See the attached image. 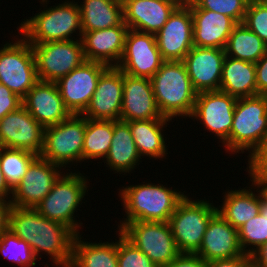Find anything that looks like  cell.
Segmentation results:
<instances>
[{
  "label": "cell",
  "mask_w": 267,
  "mask_h": 267,
  "mask_svg": "<svg viewBox=\"0 0 267 267\" xmlns=\"http://www.w3.org/2000/svg\"><path fill=\"white\" fill-rule=\"evenodd\" d=\"M8 229L30 245L37 259L44 251L52 265L70 267L76 234L66 225L45 218L35 208L12 206Z\"/></svg>",
  "instance_id": "obj_1"
},
{
  "label": "cell",
  "mask_w": 267,
  "mask_h": 267,
  "mask_svg": "<svg viewBox=\"0 0 267 267\" xmlns=\"http://www.w3.org/2000/svg\"><path fill=\"white\" fill-rule=\"evenodd\" d=\"M120 189L119 196L123 201L126 218L120 221L119 230L132 221L168 222L180 201L186 196L184 193L165 185L138 184Z\"/></svg>",
  "instance_id": "obj_2"
},
{
  "label": "cell",
  "mask_w": 267,
  "mask_h": 267,
  "mask_svg": "<svg viewBox=\"0 0 267 267\" xmlns=\"http://www.w3.org/2000/svg\"><path fill=\"white\" fill-rule=\"evenodd\" d=\"M150 79L162 116L169 119L191 116L197 92L182 61H165Z\"/></svg>",
  "instance_id": "obj_3"
},
{
  "label": "cell",
  "mask_w": 267,
  "mask_h": 267,
  "mask_svg": "<svg viewBox=\"0 0 267 267\" xmlns=\"http://www.w3.org/2000/svg\"><path fill=\"white\" fill-rule=\"evenodd\" d=\"M29 17L18 27V33L30 44L74 40L76 30L82 38L80 8L78 2L64 1ZM20 31V32H19Z\"/></svg>",
  "instance_id": "obj_4"
},
{
  "label": "cell",
  "mask_w": 267,
  "mask_h": 267,
  "mask_svg": "<svg viewBox=\"0 0 267 267\" xmlns=\"http://www.w3.org/2000/svg\"><path fill=\"white\" fill-rule=\"evenodd\" d=\"M267 134V98L265 95L237 98L229 138L223 143L231 153L249 154Z\"/></svg>",
  "instance_id": "obj_5"
},
{
  "label": "cell",
  "mask_w": 267,
  "mask_h": 267,
  "mask_svg": "<svg viewBox=\"0 0 267 267\" xmlns=\"http://www.w3.org/2000/svg\"><path fill=\"white\" fill-rule=\"evenodd\" d=\"M80 172L61 175L51 191L34 208L45 218L62 223L78 235V221L74 218L88 188V181ZM76 220V221H75Z\"/></svg>",
  "instance_id": "obj_6"
},
{
  "label": "cell",
  "mask_w": 267,
  "mask_h": 267,
  "mask_svg": "<svg viewBox=\"0 0 267 267\" xmlns=\"http://www.w3.org/2000/svg\"><path fill=\"white\" fill-rule=\"evenodd\" d=\"M209 201L193 200L186 195L169 218L172 235L180 253L196 254L201 247L210 219L217 213Z\"/></svg>",
  "instance_id": "obj_7"
},
{
  "label": "cell",
  "mask_w": 267,
  "mask_h": 267,
  "mask_svg": "<svg viewBox=\"0 0 267 267\" xmlns=\"http://www.w3.org/2000/svg\"><path fill=\"white\" fill-rule=\"evenodd\" d=\"M86 118L71 115L68 119L44 130V145L41 158L64 167L71 162L83 161V142Z\"/></svg>",
  "instance_id": "obj_8"
},
{
  "label": "cell",
  "mask_w": 267,
  "mask_h": 267,
  "mask_svg": "<svg viewBox=\"0 0 267 267\" xmlns=\"http://www.w3.org/2000/svg\"><path fill=\"white\" fill-rule=\"evenodd\" d=\"M16 39L0 48V83L23 99L39 79L31 44Z\"/></svg>",
  "instance_id": "obj_9"
},
{
  "label": "cell",
  "mask_w": 267,
  "mask_h": 267,
  "mask_svg": "<svg viewBox=\"0 0 267 267\" xmlns=\"http://www.w3.org/2000/svg\"><path fill=\"white\" fill-rule=\"evenodd\" d=\"M119 231L158 267L180 254L168 222L132 221Z\"/></svg>",
  "instance_id": "obj_10"
},
{
  "label": "cell",
  "mask_w": 267,
  "mask_h": 267,
  "mask_svg": "<svg viewBox=\"0 0 267 267\" xmlns=\"http://www.w3.org/2000/svg\"><path fill=\"white\" fill-rule=\"evenodd\" d=\"M40 81L57 82L86 61L83 43L78 40L31 44Z\"/></svg>",
  "instance_id": "obj_11"
},
{
  "label": "cell",
  "mask_w": 267,
  "mask_h": 267,
  "mask_svg": "<svg viewBox=\"0 0 267 267\" xmlns=\"http://www.w3.org/2000/svg\"><path fill=\"white\" fill-rule=\"evenodd\" d=\"M164 62L154 34L128 29L117 68L134 77L151 78Z\"/></svg>",
  "instance_id": "obj_12"
},
{
  "label": "cell",
  "mask_w": 267,
  "mask_h": 267,
  "mask_svg": "<svg viewBox=\"0 0 267 267\" xmlns=\"http://www.w3.org/2000/svg\"><path fill=\"white\" fill-rule=\"evenodd\" d=\"M104 63L84 61L56 84L66 108L73 115H81L87 108L101 74L108 68Z\"/></svg>",
  "instance_id": "obj_13"
},
{
  "label": "cell",
  "mask_w": 267,
  "mask_h": 267,
  "mask_svg": "<svg viewBox=\"0 0 267 267\" xmlns=\"http://www.w3.org/2000/svg\"><path fill=\"white\" fill-rule=\"evenodd\" d=\"M236 102V97L220 90L199 92L189 118L200 120L223 144L230 135Z\"/></svg>",
  "instance_id": "obj_14"
},
{
  "label": "cell",
  "mask_w": 267,
  "mask_h": 267,
  "mask_svg": "<svg viewBox=\"0 0 267 267\" xmlns=\"http://www.w3.org/2000/svg\"><path fill=\"white\" fill-rule=\"evenodd\" d=\"M61 168L38 156L30 164L22 180L12 190L11 205L19 208H34L63 175V172H60L63 170Z\"/></svg>",
  "instance_id": "obj_15"
},
{
  "label": "cell",
  "mask_w": 267,
  "mask_h": 267,
  "mask_svg": "<svg viewBox=\"0 0 267 267\" xmlns=\"http://www.w3.org/2000/svg\"><path fill=\"white\" fill-rule=\"evenodd\" d=\"M45 128L22 105L0 120V147L23 149L40 155Z\"/></svg>",
  "instance_id": "obj_16"
},
{
  "label": "cell",
  "mask_w": 267,
  "mask_h": 267,
  "mask_svg": "<svg viewBox=\"0 0 267 267\" xmlns=\"http://www.w3.org/2000/svg\"><path fill=\"white\" fill-rule=\"evenodd\" d=\"M165 61H182L193 47V18L190 6L180 4L155 34Z\"/></svg>",
  "instance_id": "obj_17"
},
{
  "label": "cell",
  "mask_w": 267,
  "mask_h": 267,
  "mask_svg": "<svg viewBox=\"0 0 267 267\" xmlns=\"http://www.w3.org/2000/svg\"><path fill=\"white\" fill-rule=\"evenodd\" d=\"M123 80L124 73L116 66H109L101 74L96 90L81 115L93 120H120Z\"/></svg>",
  "instance_id": "obj_18"
},
{
  "label": "cell",
  "mask_w": 267,
  "mask_h": 267,
  "mask_svg": "<svg viewBox=\"0 0 267 267\" xmlns=\"http://www.w3.org/2000/svg\"><path fill=\"white\" fill-rule=\"evenodd\" d=\"M225 50L210 47H196L182 60L189 75L193 89L199 93L219 91Z\"/></svg>",
  "instance_id": "obj_19"
},
{
  "label": "cell",
  "mask_w": 267,
  "mask_h": 267,
  "mask_svg": "<svg viewBox=\"0 0 267 267\" xmlns=\"http://www.w3.org/2000/svg\"><path fill=\"white\" fill-rule=\"evenodd\" d=\"M149 119H169L159 112L151 79L124 73L120 120L130 122Z\"/></svg>",
  "instance_id": "obj_20"
},
{
  "label": "cell",
  "mask_w": 267,
  "mask_h": 267,
  "mask_svg": "<svg viewBox=\"0 0 267 267\" xmlns=\"http://www.w3.org/2000/svg\"><path fill=\"white\" fill-rule=\"evenodd\" d=\"M22 101L25 109L44 128L56 125L72 115L63 102L56 82L39 80Z\"/></svg>",
  "instance_id": "obj_21"
},
{
  "label": "cell",
  "mask_w": 267,
  "mask_h": 267,
  "mask_svg": "<svg viewBox=\"0 0 267 267\" xmlns=\"http://www.w3.org/2000/svg\"><path fill=\"white\" fill-rule=\"evenodd\" d=\"M123 22L129 29L156 34L180 5L175 0H122Z\"/></svg>",
  "instance_id": "obj_22"
},
{
  "label": "cell",
  "mask_w": 267,
  "mask_h": 267,
  "mask_svg": "<svg viewBox=\"0 0 267 267\" xmlns=\"http://www.w3.org/2000/svg\"><path fill=\"white\" fill-rule=\"evenodd\" d=\"M196 255L210 262L245 254L240 246L238 230L217 212L209 221Z\"/></svg>",
  "instance_id": "obj_23"
},
{
  "label": "cell",
  "mask_w": 267,
  "mask_h": 267,
  "mask_svg": "<svg viewBox=\"0 0 267 267\" xmlns=\"http://www.w3.org/2000/svg\"><path fill=\"white\" fill-rule=\"evenodd\" d=\"M187 4L193 18V46L224 49L237 23L224 14L199 9L191 0Z\"/></svg>",
  "instance_id": "obj_24"
},
{
  "label": "cell",
  "mask_w": 267,
  "mask_h": 267,
  "mask_svg": "<svg viewBox=\"0 0 267 267\" xmlns=\"http://www.w3.org/2000/svg\"><path fill=\"white\" fill-rule=\"evenodd\" d=\"M128 29L122 22L118 26L84 32L81 40L85 59L101 62L107 66H117L123 55Z\"/></svg>",
  "instance_id": "obj_25"
},
{
  "label": "cell",
  "mask_w": 267,
  "mask_h": 267,
  "mask_svg": "<svg viewBox=\"0 0 267 267\" xmlns=\"http://www.w3.org/2000/svg\"><path fill=\"white\" fill-rule=\"evenodd\" d=\"M220 91L236 98L257 95L255 64L225 56Z\"/></svg>",
  "instance_id": "obj_26"
},
{
  "label": "cell",
  "mask_w": 267,
  "mask_h": 267,
  "mask_svg": "<svg viewBox=\"0 0 267 267\" xmlns=\"http://www.w3.org/2000/svg\"><path fill=\"white\" fill-rule=\"evenodd\" d=\"M106 164L117 173H130L142 159L125 121H114V133L111 146L105 157ZM138 163V164H137Z\"/></svg>",
  "instance_id": "obj_27"
},
{
  "label": "cell",
  "mask_w": 267,
  "mask_h": 267,
  "mask_svg": "<svg viewBox=\"0 0 267 267\" xmlns=\"http://www.w3.org/2000/svg\"><path fill=\"white\" fill-rule=\"evenodd\" d=\"M251 189L228 190L224 194L222 206L217 207V212L237 230L260 212L261 197L258 189L257 193Z\"/></svg>",
  "instance_id": "obj_28"
},
{
  "label": "cell",
  "mask_w": 267,
  "mask_h": 267,
  "mask_svg": "<svg viewBox=\"0 0 267 267\" xmlns=\"http://www.w3.org/2000/svg\"><path fill=\"white\" fill-rule=\"evenodd\" d=\"M80 3L82 34L118 26L123 22L122 0H83Z\"/></svg>",
  "instance_id": "obj_29"
},
{
  "label": "cell",
  "mask_w": 267,
  "mask_h": 267,
  "mask_svg": "<svg viewBox=\"0 0 267 267\" xmlns=\"http://www.w3.org/2000/svg\"><path fill=\"white\" fill-rule=\"evenodd\" d=\"M172 119H149L127 122L130 127L131 135L140 156L162 158L166 156L167 145L162 133ZM168 122V123H167Z\"/></svg>",
  "instance_id": "obj_30"
},
{
  "label": "cell",
  "mask_w": 267,
  "mask_h": 267,
  "mask_svg": "<svg viewBox=\"0 0 267 267\" xmlns=\"http://www.w3.org/2000/svg\"><path fill=\"white\" fill-rule=\"evenodd\" d=\"M76 235L70 267H118V240L90 243Z\"/></svg>",
  "instance_id": "obj_31"
},
{
  "label": "cell",
  "mask_w": 267,
  "mask_h": 267,
  "mask_svg": "<svg viewBox=\"0 0 267 267\" xmlns=\"http://www.w3.org/2000/svg\"><path fill=\"white\" fill-rule=\"evenodd\" d=\"M228 57L256 63L266 52L267 44L243 23L237 24L224 48Z\"/></svg>",
  "instance_id": "obj_32"
},
{
  "label": "cell",
  "mask_w": 267,
  "mask_h": 267,
  "mask_svg": "<svg viewBox=\"0 0 267 267\" xmlns=\"http://www.w3.org/2000/svg\"><path fill=\"white\" fill-rule=\"evenodd\" d=\"M113 133V120H93L86 118L83 161L97 158H103L105 160L111 146Z\"/></svg>",
  "instance_id": "obj_33"
},
{
  "label": "cell",
  "mask_w": 267,
  "mask_h": 267,
  "mask_svg": "<svg viewBox=\"0 0 267 267\" xmlns=\"http://www.w3.org/2000/svg\"><path fill=\"white\" fill-rule=\"evenodd\" d=\"M37 157L38 155L27 150L0 147V167L12 190L22 180L28 167Z\"/></svg>",
  "instance_id": "obj_34"
},
{
  "label": "cell",
  "mask_w": 267,
  "mask_h": 267,
  "mask_svg": "<svg viewBox=\"0 0 267 267\" xmlns=\"http://www.w3.org/2000/svg\"><path fill=\"white\" fill-rule=\"evenodd\" d=\"M0 254L20 267H34L37 257L30 245L7 229L0 236Z\"/></svg>",
  "instance_id": "obj_35"
},
{
  "label": "cell",
  "mask_w": 267,
  "mask_h": 267,
  "mask_svg": "<svg viewBox=\"0 0 267 267\" xmlns=\"http://www.w3.org/2000/svg\"><path fill=\"white\" fill-rule=\"evenodd\" d=\"M238 235L244 254L250 256L261 245L267 242V217L259 212L257 216L248 220L238 229ZM249 245L253 247H248ZM247 247L249 249H246Z\"/></svg>",
  "instance_id": "obj_36"
},
{
  "label": "cell",
  "mask_w": 267,
  "mask_h": 267,
  "mask_svg": "<svg viewBox=\"0 0 267 267\" xmlns=\"http://www.w3.org/2000/svg\"><path fill=\"white\" fill-rule=\"evenodd\" d=\"M199 9L218 12L242 23L250 0H191Z\"/></svg>",
  "instance_id": "obj_37"
},
{
  "label": "cell",
  "mask_w": 267,
  "mask_h": 267,
  "mask_svg": "<svg viewBox=\"0 0 267 267\" xmlns=\"http://www.w3.org/2000/svg\"><path fill=\"white\" fill-rule=\"evenodd\" d=\"M118 237V267H158L120 231Z\"/></svg>",
  "instance_id": "obj_38"
},
{
  "label": "cell",
  "mask_w": 267,
  "mask_h": 267,
  "mask_svg": "<svg viewBox=\"0 0 267 267\" xmlns=\"http://www.w3.org/2000/svg\"><path fill=\"white\" fill-rule=\"evenodd\" d=\"M242 23L267 44V0H250Z\"/></svg>",
  "instance_id": "obj_39"
},
{
  "label": "cell",
  "mask_w": 267,
  "mask_h": 267,
  "mask_svg": "<svg viewBox=\"0 0 267 267\" xmlns=\"http://www.w3.org/2000/svg\"><path fill=\"white\" fill-rule=\"evenodd\" d=\"M248 173L267 172V134L260 141L258 146L248 155Z\"/></svg>",
  "instance_id": "obj_40"
},
{
  "label": "cell",
  "mask_w": 267,
  "mask_h": 267,
  "mask_svg": "<svg viewBox=\"0 0 267 267\" xmlns=\"http://www.w3.org/2000/svg\"><path fill=\"white\" fill-rule=\"evenodd\" d=\"M23 105L22 98L0 83V120Z\"/></svg>",
  "instance_id": "obj_41"
},
{
  "label": "cell",
  "mask_w": 267,
  "mask_h": 267,
  "mask_svg": "<svg viewBox=\"0 0 267 267\" xmlns=\"http://www.w3.org/2000/svg\"><path fill=\"white\" fill-rule=\"evenodd\" d=\"M164 267H207V262L196 254L180 253Z\"/></svg>",
  "instance_id": "obj_42"
},
{
  "label": "cell",
  "mask_w": 267,
  "mask_h": 267,
  "mask_svg": "<svg viewBox=\"0 0 267 267\" xmlns=\"http://www.w3.org/2000/svg\"><path fill=\"white\" fill-rule=\"evenodd\" d=\"M257 95L267 93V50L255 63Z\"/></svg>",
  "instance_id": "obj_43"
},
{
  "label": "cell",
  "mask_w": 267,
  "mask_h": 267,
  "mask_svg": "<svg viewBox=\"0 0 267 267\" xmlns=\"http://www.w3.org/2000/svg\"><path fill=\"white\" fill-rule=\"evenodd\" d=\"M250 263V256L243 255L231 259H221L207 262V267H246Z\"/></svg>",
  "instance_id": "obj_44"
},
{
  "label": "cell",
  "mask_w": 267,
  "mask_h": 267,
  "mask_svg": "<svg viewBox=\"0 0 267 267\" xmlns=\"http://www.w3.org/2000/svg\"><path fill=\"white\" fill-rule=\"evenodd\" d=\"M249 176H250V181L252 182L251 186L252 185L253 187L257 186L256 189H258L261 199L267 202V172L266 173H249Z\"/></svg>",
  "instance_id": "obj_45"
},
{
  "label": "cell",
  "mask_w": 267,
  "mask_h": 267,
  "mask_svg": "<svg viewBox=\"0 0 267 267\" xmlns=\"http://www.w3.org/2000/svg\"><path fill=\"white\" fill-rule=\"evenodd\" d=\"M250 263L254 267H267V242L250 255Z\"/></svg>",
  "instance_id": "obj_46"
},
{
  "label": "cell",
  "mask_w": 267,
  "mask_h": 267,
  "mask_svg": "<svg viewBox=\"0 0 267 267\" xmlns=\"http://www.w3.org/2000/svg\"><path fill=\"white\" fill-rule=\"evenodd\" d=\"M11 207L10 200L0 198V236L8 229Z\"/></svg>",
  "instance_id": "obj_47"
},
{
  "label": "cell",
  "mask_w": 267,
  "mask_h": 267,
  "mask_svg": "<svg viewBox=\"0 0 267 267\" xmlns=\"http://www.w3.org/2000/svg\"><path fill=\"white\" fill-rule=\"evenodd\" d=\"M12 189L7 184L4 174L0 167V198L4 200H11Z\"/></svg>",
  "instance_id": "obj_48"
},
{
  "label": "cell",
  "mask_w": 267,
  "mask_h": 267,
  "mask_svg": "<svg viewBox=\"0 0 267 267\" xmlns=\"http://www.w3.org/2000/svg\"><path fill=\"white\" fill-rule=\"evenodd\" d=\"M260 213L263 216L267 217V202L263 201L262 199H261V205H260Z\"/></svg>",
  "instance_id": "obj_49"
},
{
  "label": "cell",
  "mask_w": 267,
  "mask_h": 267,
  "mask_svg": "<svg viewBox=\"0 0 267 267\" xmlns=\"http://www.w3.org/2000/svg\"><path fill=\"white\" fill-rule=\"evenodd\" d=\"M177 2H179L180 4H186L189 0H175Z\"/></svg>",
  "instance_id": "obj_50"
},
{
  "label": "cell",
  "mask_w": 267,
  "mask_h": 267,
  "mask_svg": "<svg viewBox=\"0 0 267 267\" xmlns=\"http://www.w3.org/2000/svg\"><path fill=\"white\" fill-rule=\"evenodd\" d=\"M40 2H42L45 6V3L48 4L47 2H49L48 0H41Z\"/></svg>",
  "instance_id": "obj_51"
},
{
  "label": "cell",
  "mask_w": 267,
  "mask_h": 267,
  "mask_svg": "<svg viewBox=\"0 0 267 267\" xmlns=\"http://www.w3.org/2000/svg\"><path fill=\"white\" fill-rule=\"evenodd\" d=\"M246 267H254L251 263H249Z\"/></svg>",
  "instance_id": "obj_52"
}]
</instances>
